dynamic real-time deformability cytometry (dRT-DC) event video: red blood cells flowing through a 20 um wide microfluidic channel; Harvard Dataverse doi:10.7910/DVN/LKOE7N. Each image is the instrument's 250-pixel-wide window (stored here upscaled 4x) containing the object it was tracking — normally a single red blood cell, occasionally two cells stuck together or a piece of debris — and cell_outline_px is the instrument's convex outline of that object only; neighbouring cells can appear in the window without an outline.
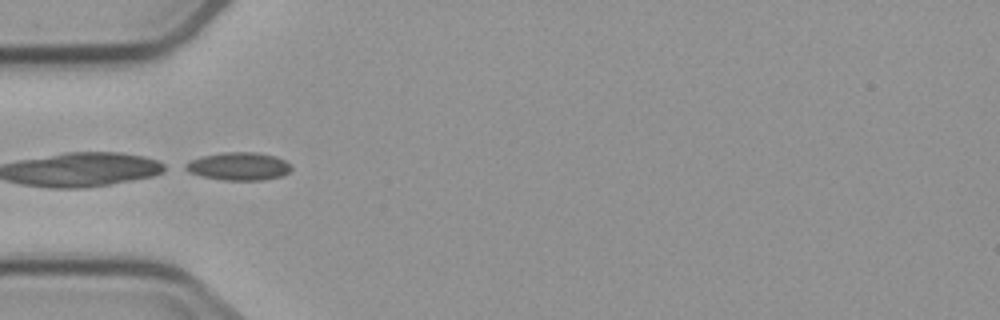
{"species": "common noctule bat (a hibernating species)", "species_latin": "Nyctalus noctula", "temperature_condition": "cold", "stored_images_in_passage": 6, "camera_frame_rate_fps": 3000, "um_per_image_px": 0.085, "animal": {"sex": "male", "body_mass_g": 23.1, "forearm_length_mm": 52.7}, "frame": {"image": 1, "passage_image": 1, "time_ms": 0.0, "image_size_px": [1000, 320], "cell_outline_px": [[292, 168], [288, 172], [280, 176], [264, 180], [224, 180], [200, 176], [188, 172], [180, 168], [184, 164], [192, 160], [204, 156], [224, 152], [256, 152], [276, 156], [292, 164]], "centroid_in_image_um": [20.27, 14.14], "position_along_channel_um": 64.7, "area_um2": 17.34}}
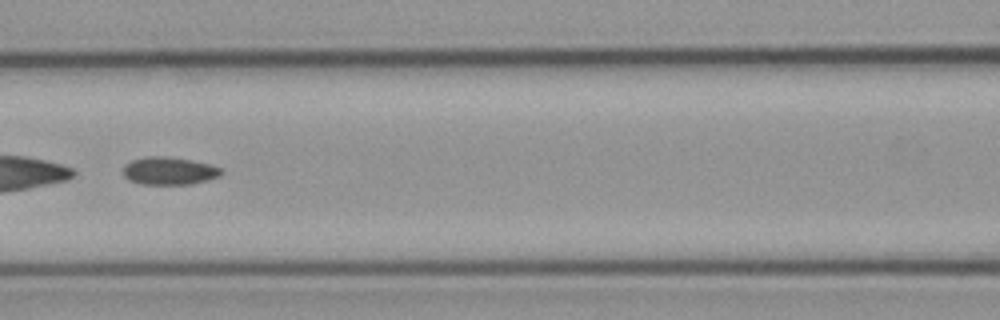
{"frame": {"image": 2, "passage_image": 3, "time_ms": 2.333, "image_size_px": [1000, 320], "cell_outline_px": [[224, 172], [220, 176], [208, 180], [192, 184], [140, 184], [128, 180], [124, 176], [124, 164], [132, 160], [148, 156], [164, 156], [192, 160], [212, 164], [220, 168]], "centroid_in_image_um": [14.4, 14.52], "position_along_channel_um": 152.2, "area_um2": 16.01}}
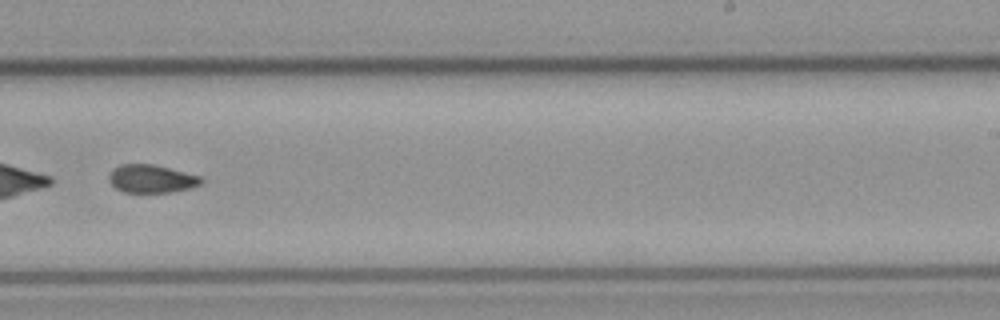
{"frame": {"image": 3, "passage_image": 6, "time_ms": 5.667, "image_size_px": [1000, 320], "cell_outline_px": [[204, 180], [200, 184], [188, 188], [172, 192], [124, 192], [116, 188], [108, 180], [108, 176], [112, 168], [120, 164], [152, 164], [200, 176]], "centroid_in_image_um": [12.83, 15.19], "position_along_channel_um": 276.2, "area_um2": 14.97}}